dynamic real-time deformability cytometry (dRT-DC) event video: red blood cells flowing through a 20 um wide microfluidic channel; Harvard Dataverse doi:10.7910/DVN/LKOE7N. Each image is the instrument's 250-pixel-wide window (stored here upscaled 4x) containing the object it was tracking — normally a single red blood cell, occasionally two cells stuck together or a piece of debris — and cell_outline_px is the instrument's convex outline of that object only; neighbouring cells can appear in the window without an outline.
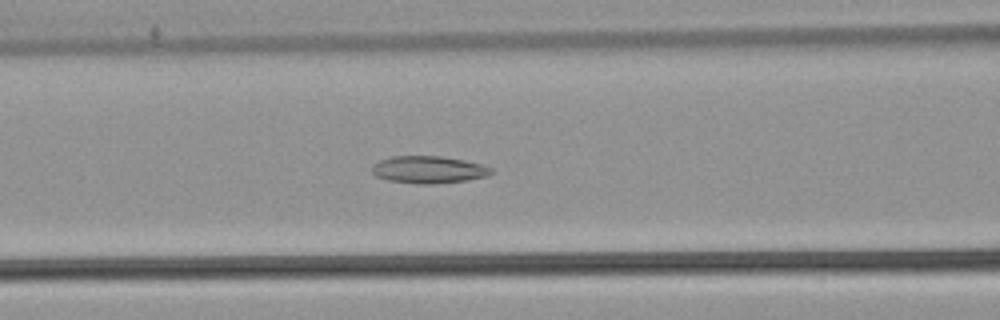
{"species": "common noctule bat (a hibernating species)", "species_latin": "Nyctalus noctula", "temperature_condition": "warm", "stored_images_in_passage": 53, "camera_frame_rate_fps": 3000, "um_per_image_px": 0.085, "animal": {"sex": "male", "body_mass_g": 21.5, "forearm_length_mm": 52.0}, "frame": {"image": 1, "passage_image": 22, "time_ms": 7.0, "image_size_px": [1000, 320], "cell_outline_px": [[492, 172], [488, 176], [468, 180], [432, 184], [420, 184], [388, 180], [376, 176], [372, 172], [372, 168], [380, 160], [392, 156], [440, 156], [464, 160], [480, 164], [492, 168]], "centroid_in_image_um": [36.44, 14.42], "position_along_channel_um": 130.2, "area_um2": 18.79}}
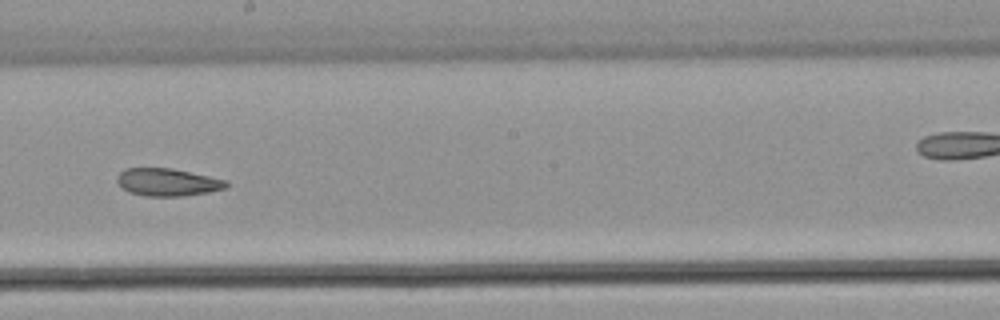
{"frame": {"image": 2, "passage_image": 30, "time_ms": 9.667, "image_size_px": [1000, 320], "cell_outline_px": [[228, 184], [224, 188], [208, 192], [184, 196], [144, 196], [128, 192], [116, 180], [116, 176], [124, 168], [172, 168], [228, 180]], "centroid_in_image_um": [14.23, 15.48], "position_along_channel_um": 234.0, "area_um2": 17.57}}
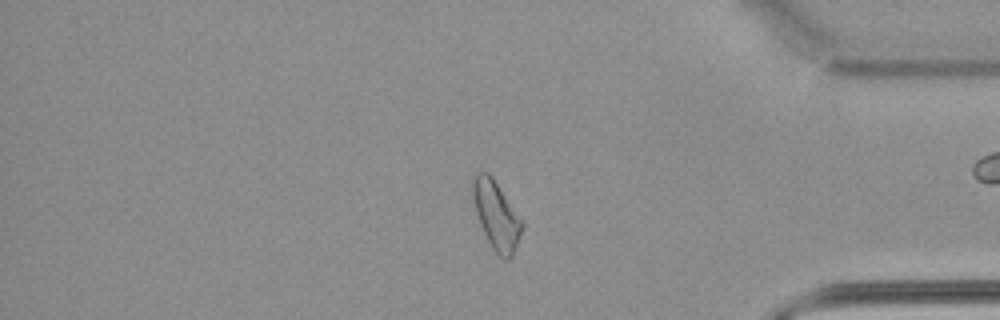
{"frame": {"image": 3, "passage_image": 44, "time_ms": 14.333, "image_size_px": [1000, 320], "cell_outline_px": [[524, 224], [520, 236], [512, 256], [508, 260], [504, 260], [492, 248], [480, 224], [476, 212], [472, 196], [472, 184], [476, 176], [480, 172], [488, 172], [492, 176]], "centroid_in_image_um": [42.18, 18.32], "position_along_channel_um": 393.0, "area_um2": 19.07}, "authors_computed_cell_mechanics": {"area_um2": 20.1144, "velocity_mm_per_s": 3.9026, "shape_relaxation_time_tau1_ms": null, "shape_relaxation_time_tau2_ms": 4.7303, "deformation_change_tau1": null, "deformation_change_tau2": 0.1398}}